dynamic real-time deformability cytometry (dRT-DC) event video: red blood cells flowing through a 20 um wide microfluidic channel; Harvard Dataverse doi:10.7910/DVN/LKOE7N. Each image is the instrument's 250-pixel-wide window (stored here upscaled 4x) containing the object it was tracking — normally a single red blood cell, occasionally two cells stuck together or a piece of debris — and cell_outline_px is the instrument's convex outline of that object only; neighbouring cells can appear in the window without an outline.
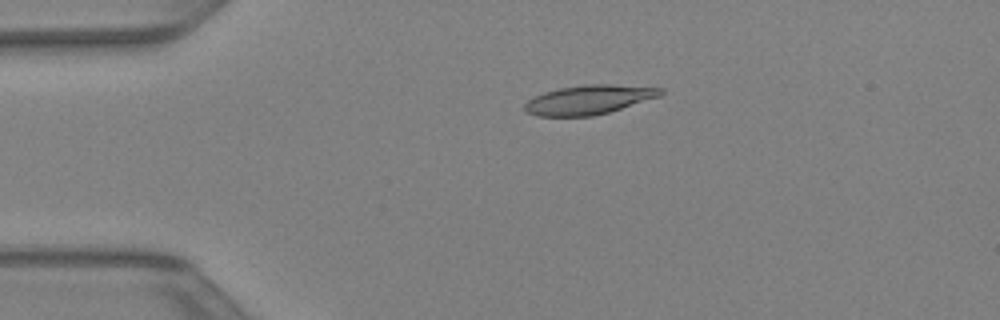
{"species": "Egyptian fruit bat (a non-hibernating species)", "species_latin": "Rousettus aegyptiacus", "temperature_condition": "warm", "stored_images_in_passage": 42, "camera_frame_rate_fps": 3000, "um_per_image_px": 0.085, "animal": {"sex": "female"}, "frame": {"image": 1, "passage_image": 9, "time_ms": 2.667, "image_size_px": [1000, 320], "cell_outline_px": [[664, 92], [660, 96], [608, 112], [592, 116], [536, 116], [524, 112], [524, 104], [528, 100], [544, 92], [560, 88], [584, 84], [612, 84], [664, 88]], "centroid_in_image_um": [50.03, 8.47], "position_along_channel_um": 35.0, "area_um2": 23.12}}
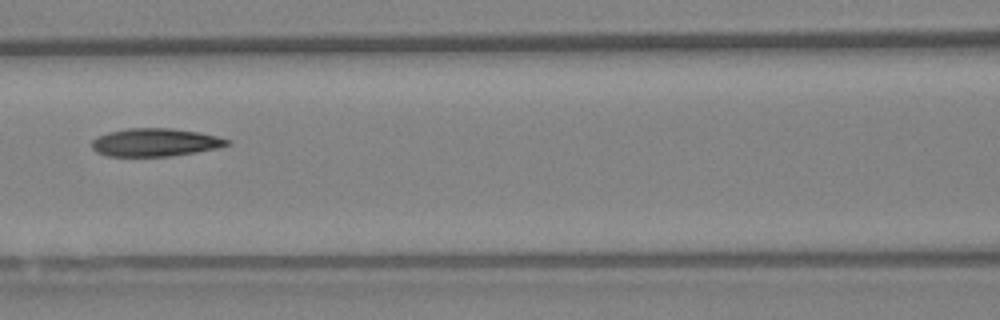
{"frame": {"image": 2, "passage_image": 19, "time_ms": 6.0, "image_size_px": [1000, 320], "cell_outline_px": [[232, 144], [216, 148], [196, 152], [172, 156], [108, 156], [96, 152], [92, 148], [92, 140], [96, 136], [108, 132], [124, 128], [172, 128], [200, 132], [232, 140]], "centroid_in_image_um": [13.19, 12.09], "position_along_channel_um": 153.4, "area_um2": 22.31}}
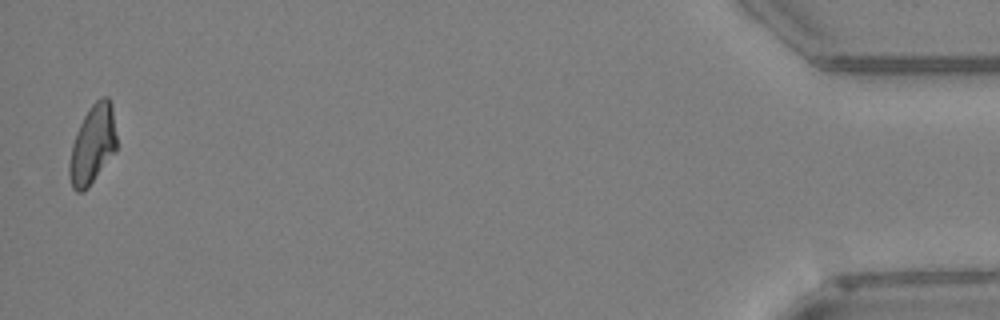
{"frame": {"image": 3, "passage_image": 42, "time_ms": 13.667, "image_size_px": [1000, 320], "cell_outline_px": [[116, 152], [88, 188], [84, 192], [76, 192], [72, 188], [68, 176], [68, 164], [72, 144], [76, 132], [84, 116], [92, 104], [100, 96], [108, 96], [112, 104], [116, 136]], "centroid_in_image_um": [7.86, 12.31], "position_along_channel_um": 427.3, "area_um2": 22.08}}